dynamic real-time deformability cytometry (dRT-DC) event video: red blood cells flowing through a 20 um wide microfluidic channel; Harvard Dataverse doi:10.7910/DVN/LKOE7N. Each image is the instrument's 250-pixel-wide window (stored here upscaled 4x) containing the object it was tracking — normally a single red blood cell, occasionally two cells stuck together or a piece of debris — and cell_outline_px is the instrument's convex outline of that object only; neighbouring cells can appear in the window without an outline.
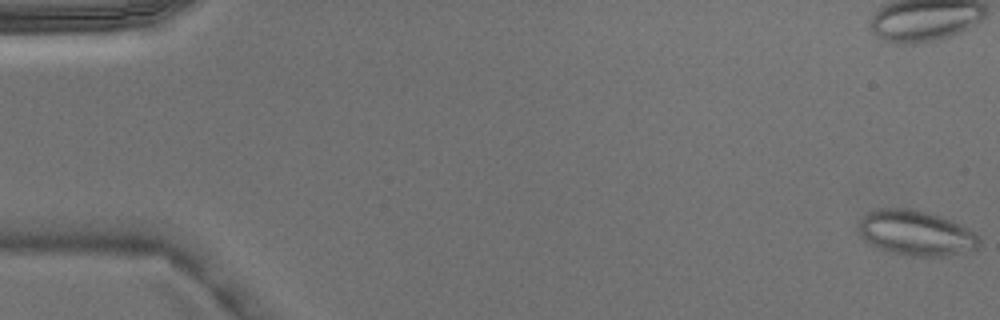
{"species": "Egyptian fruit bat (a non-hibernating species)", "species_latin": "Rousettus aegyptiacus", "temperature_condition": "warm", "stored_images_in_passage": 4, "camera_frame_rate_fps": 3000, "um_per_image_px": 0.085, "animal": {"sex": "male"}, "frame": {"image": 1, "passage_image": 1, "time_ms": 0.0, "image_size_px": [1000, 320], "cell_outline_px": [[980, 244], [972, 252], [944, 256], [912, 256], [892, 252], [880, 248], [864, 240], [860, 232], [860, 220], [868, 212], [876, 208], [908, 208], [924, 212], [948, 220], [980, 236]], "centroid_in_image_um": [77.86, 19.82], "position_along_channel_um": 7.1, "area_um2": 31.15}}